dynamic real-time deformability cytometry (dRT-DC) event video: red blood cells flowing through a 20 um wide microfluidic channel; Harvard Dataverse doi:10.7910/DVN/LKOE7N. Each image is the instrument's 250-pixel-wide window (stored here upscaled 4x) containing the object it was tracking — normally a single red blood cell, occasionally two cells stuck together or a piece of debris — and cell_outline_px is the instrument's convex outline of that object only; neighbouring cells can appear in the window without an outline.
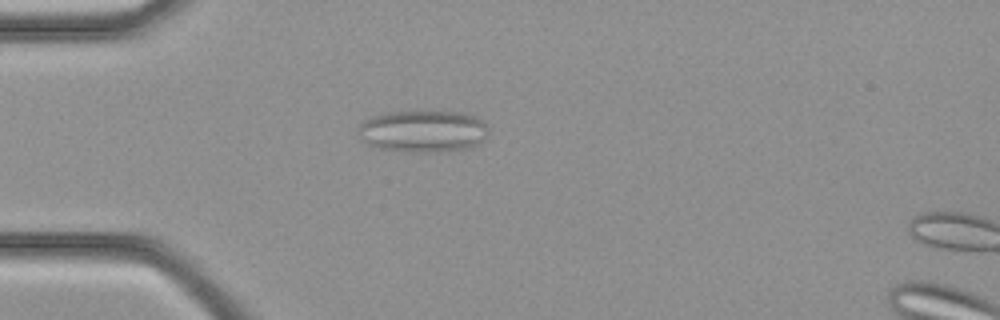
{"species": "common noctule bat (a hibernating species)", "species_latin": "Nyctalus noctula", "temperature_condition": "cold", "stored_images_in_passage": 9, "camera_frame_rate_fps": 3000, "um_per_image_px": 0.085, "animal": {"sex": "female", "body_mass_g": 21.9}, "frame": {"image": 1, "passage_image": 8, "time_ms": 2.333, "image_size_px": [1000, 320], "cell_outline_px": [[488, 136], [484, 140], [472, 148], [444, 152], [416, 152], [380, 148], [368, 144], [360, 140], [360, 124], [364, 120], [372, 116], [388, 112], [464, 112], [476, 116], [488, 128]], "centroid_in_image_um": [36.01, 11.17], "position_along_channel_um": 49.0, "area_um2": 31.96}}